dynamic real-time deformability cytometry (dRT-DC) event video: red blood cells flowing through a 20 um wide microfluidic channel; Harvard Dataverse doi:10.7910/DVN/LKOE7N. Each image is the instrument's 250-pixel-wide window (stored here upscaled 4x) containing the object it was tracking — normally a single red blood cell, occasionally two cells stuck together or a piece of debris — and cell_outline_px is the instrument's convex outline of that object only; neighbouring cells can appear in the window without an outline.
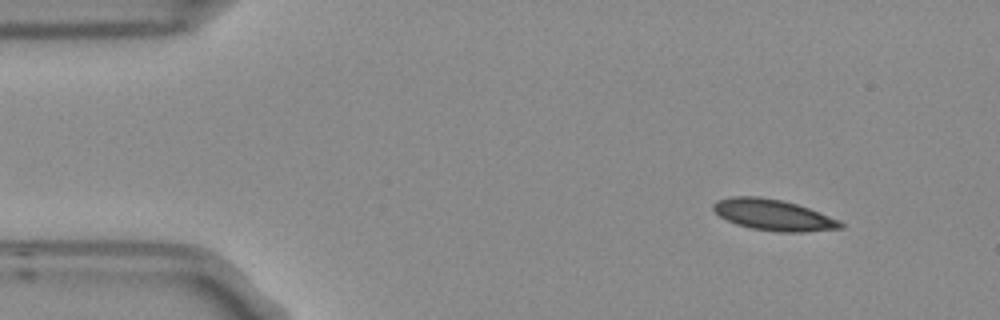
{"species": "Egyptian fruit bat (a non-hibernating species)", "species_latin": "Rousettus aegyptiacus", "temperature_condition": "room temperature", "stored_images_in_passage": 5, "camera_frame_rate_fps": 3000, "um_per_image_px": 0.085, "frame": {"image": 1, "passage_image": 1, "time_ms": 0.0, "image_size_px": [1000, 320], "cell_outline_px": [[844, 228], [804, 232], [780, 232], [752, 228], [736, 224], [720, 216], [712, 208], [712, 204], [716, 200], [732, 196], [760, 196], [784, 200], [808, 208], [840, 220], [844, 224]], "centroid_in_image_um": [65.74, 18.26], "position_along_channel_um": 19.3, "area_um2": 23.06}}
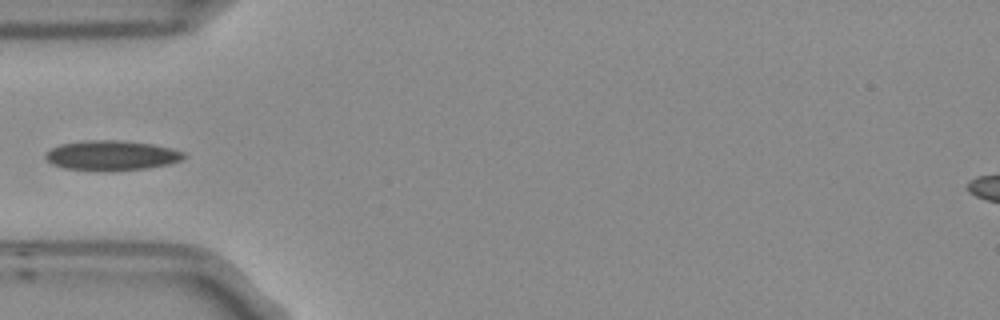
{"frame": {"image": 2, "passage_image": 4, "time_ms": 1.0, "image_size_px": [1000, 320], "cell_outline_px": [[184, 156], [180, 160], [168, 164], [144, 168], [104, 172], [64, 168], [52, 164], [44, 156], [52, 148], [60, 144], [84, 140], [120, 140], [152, 144], [172, 148], [184, 152]], "centroid_in_image_um": [9.46, 13.21], "position_along_channel_um": 75.5, "area_um2": 24.1}}